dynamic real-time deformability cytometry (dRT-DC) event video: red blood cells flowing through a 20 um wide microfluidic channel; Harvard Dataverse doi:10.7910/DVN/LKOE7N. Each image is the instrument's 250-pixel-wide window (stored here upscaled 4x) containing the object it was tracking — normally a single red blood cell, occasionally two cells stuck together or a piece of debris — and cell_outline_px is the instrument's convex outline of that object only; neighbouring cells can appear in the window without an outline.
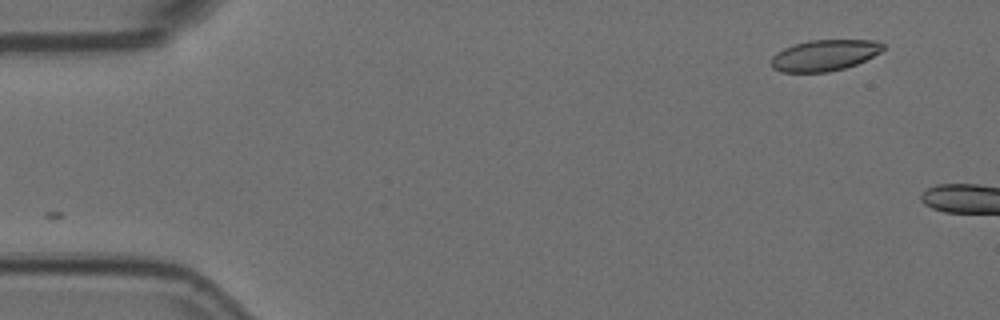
{"species": "Egyptian fruit bat (a non-hibernating species)", "species_latin": "Rousettus aegyptiacus", "temperature_condition": "room temperature", "stored_images_in_passage": 2, "camera_frame_rate_fps": 3000, "um_per_image_px": 0.085, "animal": {"sex": "female"}, "frame": {"image": 1, "passage_image": 2, "time_ms": 0.333, "image_size_px": [1000, 320], "cell_outline_px": [[884, 48], [880, 52], [856, 64], [844, 68], [828, 72], [780, 72], [772, 68], [772, 56], [776, 52], [792, 44], [808, 40], [880, 40], [884, 44]], "centroid_in_image_um": [70.06, 4.69], "position_along_channel_um": 14.9, "area_um2": 20.35}}